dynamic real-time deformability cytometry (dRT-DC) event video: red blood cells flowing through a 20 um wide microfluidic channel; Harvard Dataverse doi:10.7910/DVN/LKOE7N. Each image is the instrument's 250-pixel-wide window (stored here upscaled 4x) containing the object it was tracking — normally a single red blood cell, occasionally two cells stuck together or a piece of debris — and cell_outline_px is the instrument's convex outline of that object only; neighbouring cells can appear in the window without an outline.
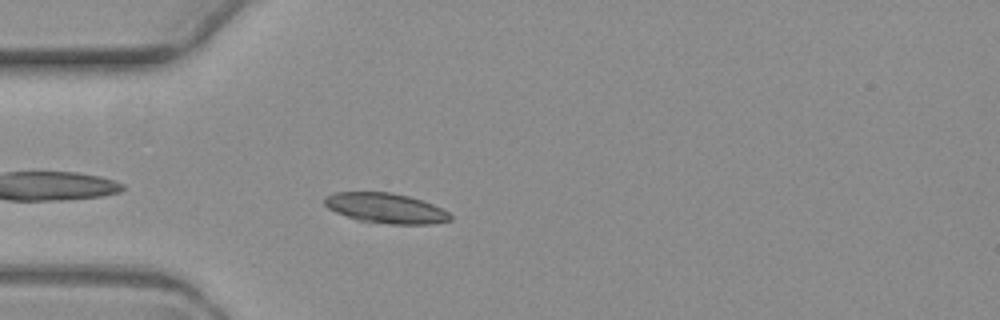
{"species": "common noctule bat (a hibernating species)", "species_latin": "Nyctalus noctula", "temperature_condition": "warm", "stored_images_in_passage": 5, "camera_frame_rate_fps": 3000, "um_per_image_px": 0.085, "animal": {"sex": "female", "body_mass_g": 19.3, "forearm_length_mm": 54.1}, "frame": {"image": 1, "passage_image": 4, "time_ms": 3.667, "image_size_px": [1000, 320], "cell_outline_px": [[452, 220], [432, 224], [388, 224], [356, 220], [336, 212], [328, 208], [324, 204], [324, 196], [336, 192], [392, 192], [408, 196], [432, 204], [448, 212], [452, 216]], "centroid_in_image_um": [32.77, 17.7], "position_along_channel_um": 52.2, "area_um2": 22.08}}